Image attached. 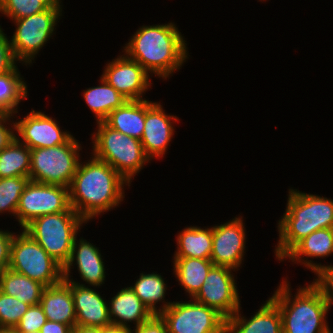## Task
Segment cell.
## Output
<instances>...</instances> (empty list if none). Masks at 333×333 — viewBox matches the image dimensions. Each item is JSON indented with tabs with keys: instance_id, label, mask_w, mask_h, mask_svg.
<instances>
[{
	"instance_id": "obj_1",
	"label": "cell",
	"mask_w": 333,
	"mask_h": 333,
	"mask_svg": "<svg viewBox=\"0 0 333 333\" xmlns=\"http://www.w3.org/2000/svg\"><path fill=\"white\" fill-rule=\"evenodd\" d=\"M125 186L130 184L114 168L91 155L89 160L79 161L69 186V203L89 222L119 206L125 198Z\"/></svg>"
},
{
	"instance_id": "obj_2",
	"label": "cell",
	"mask_w": 333,
	"mask_h": 333,
	"mask_svg": "<svg viewBox=\"0 0 333 333\" xmlns=\"http://www.w3.org/2000/svg\"><path fill=\"white\" fill-rule=\"evenodd\" d=\"M185 42L174 22L143 25L131 36L122 52L148 73L167 80L190 56Z\"/></svg>"
},
{
	"instance_id": "obj_3",
	"label": "cell",
	"mask_w": 333,
	"mask_h": 333,
	"mask_svg": "<svg viewBox=\"0 0 333 333\" xmlns=\"http://www.w3.org/2000/svg\"><path fill=\"white\" fill-rule=\"evenodd\" d=\"M288 194L285 213L278 220L279 240L274 249L280 262L312 232L333 228V199L292 188Z\"/></svg>"
},
{
	"instance_id": "obj_4",
	"label": "cell",
	"mask_w": 333,
	"mask_h": 333,
	"mask_svg": "<svg viewBox=\"0 0 333 333\" xmlns=\"http://www.w3.org/2000/svg\"><path fill=\"white\" fill-rule=\"evenodd\" d=\"M270 299L278 306L282 318V333H327L326 320L331 303L323 287L314 279L297 288L294 297L287 277Z\"/></svg>"
},
{
	"instance_id": "obj_5",
	"label": "cell",
	"mask_w": 333,
	"mask_h": 333,
	"mask_svg": "<svg viewBox=\"0 0 333 333\" xmlns=\"http://www.w3.org/2000/svg\"><path fill=\"white\" fill-rule=\"evenodd\" d=\"M92 134L93 157L108 163L129 184L151 159L146 155L141 141L109 127L104 121L97 122Z\"/></svg>"
},
{
	"instance_id": "obj_6",
	"label": "cell",
	"mask_w": 333,
	"mask_h": 333,
	"mask_svg": "<svg viewBox=\"0 0 333 333\" xmlns=\"http://www.w3.org/2000/svg\"><path fill=\"white\" fill-rule=\"evenodd\" d=\"M87 222L70 206L66 211L33 219L23 230L62 267L71 256L74 241Z\"/></svg>"
},
{
	"instance_id": "obj_7",
	"label": "cell",
	"mask_w": 333,
	"mask_h": 333,
	"mask_svg": "<svg viewBox=\"0 0 333 333\" xmlns=\"http://www.w3.org/2000/svg\"><path fill=\"white\" fill-rule=\"evenodd\" d=\"M79 142L73 136L62 145L31 149V181L69 188L81 160Z\"/></svg>"
},
{
	"instance_id": "obj_8",
	"label": "cell",
	"mask_w": 333,
	"mask_h": 333,
	"mask_svg": "<svg viewBox=\"0 0 333 333\" xmlns=\"http://www.w3.org/2000/svg\"><path fill=\"white\" fill-rule=\"evenodd\" d=\"M22 232V233H21ZM10 245V269L48 286L63 280V267L23 229Z\"/></svg>"
},
{
	"instance_id": "obj_9",
	"label": "cell",
	"mask_w": 333,
	"mask_h": 333,
	"mask_svg": "<svg viewBox=\"0 0 333 333\" xmlns=\"http://www.w3.org/2000/svg\"><path fill=\"white\" fill-rule=\"evenodd\" d=\"M62 9L48 8L29 17L12 20L16 26L10 39L15 58L24 65H31L40 49L53 36Z\"/></svg>"
},
{
	"instance_id": "obj_10",
	"label": "cell",
	"mask_w": 333,
	"mask_h": 333,
	"mask_svg": "<svg viewBox=\"0 0 333 333\" xmlns=\"http://www.w3.org/2000/svg\"><path fill=\"white\" fill-rule=\"evenodd\" d=\"M165 321L168 333H225L226 319L214 308L190 298L173 301L159 314Z\"/></svg>"
},
{
	"instance_id": "obj_11",
	"label": "cell",
	"mask_w": 333,
	"mask_h": 333,
	"mask_svg": "<svg viewBox=\"0 0 333 333\" xmlns=\"http://www.w3.org/2000/svg\"><path fill=\"white\" fill-rule=\"evenodd\" d=\"M69 207L68 187L30 181L21 193L15 217L23 229L37 217L64 212Z\"/></svg>"
},
{
	"instance_id": "obj_12",
	"label": "cell",
	"mask_w": 333,
	"mask_h": 333,
	"mask_svg": "<svg viewBox=\"0 0 333 333\" xmlns=\"http://www.w3.org/2000/svg\"><path fill=\"white\" fill-rule=\"evenodd\" d=\"M232 271L236 270L225 266H213L200 291L193 298L199 303L214 308L225 319L231 317L241 307L237 281Z\"/></svg>"
},
{
	"instance_id": "obj_13",
	"label": "cell",
	"mask_w": 333,
	"mask_h": 333,
	"mask_svg": "<svg viewBox=\"0 0 333 333\" xmlns=\"http://www.w3.org/2000/svg\"><path fill=\"white\" fill-rule=\"evenodd\" d=\"M246 229L243 217L212 227V252L210 260L214 266H225L240 270L244 261Z\"/></svg>"
},
{
	"instance_id": "obj_14",
	"label": "cell",
	"mask_w": 333,
	"mask_h": 333,
	"mask_svg": "<svg viewBox=\"0 0 333 333\" xmlns=\"http://www.w3.org/2000/svg\"><path fill=\"white\" fill-rule=\"evenodd\" d=\"M18 119L14 121L15 138L30 149L55 147L73 137L69 131L60 129L56 119L41 111L33 109L23 119Z\"/></svg>"
},
{
	"instance_id": "obj_15",
	"label": "cell",
	"mask_w": 333,
	"mask_h": 333,
	"mask_svg": "<svg viewBox=\"0 0 333 333\" xmlns=\"http://www.w3.org/2000/svg\"><path fill=\"white\" fill-rule=\"evenodd\" d=\"M150 75L136 61L122 54L106 64L101 76L127 100H143L151 88Z\"/></svg>"
},
{
	"instance_id": "obj_16",
	"label": "cell",
	"mask_w": 333,
	"mask_h": 333,
	"mask_svg": "<svg viewBox=\"0 0 333 333\" xmlns=\"http://www.w3.org/2000/svg\"><path fill=\"white\" fill-rule=\"evenodd\" d=\"M178 120L177 116L166 114L160 102L145 99V123L140 141L151 160L164 157L175 133L171 121L176 123Z\"/></svg>"
},
{
	"instance_id": "obj_17",
	"label": "cell",
	"mask_w": 333,
	"mask_h": 333,
	"mask_svg": "<svg viewBox=\"0 0 333 333\" xmlns=\"http://www.w3.org/2000/svg\"><path fill=\"white\" fill-rule=\"evenodd\" d=\"M77 239L76 237L69 261L63 267V279L85 287L92 286L93 288H99L105 284L104 281L106 278L103 256L99 248L93 245V243L91 244L82 237L79 240ZM75 265L77 266L80 278L89 285L80 284V282L71 278L70 270L74 269L72 266Z\"/></svg>"
},
{
	"instance_id": "obj_18",
	"label": "cell",
	"mask_w": 333,
	"mask_h": 333,
	"mask_svg": "<svg viewBox=\"0 0 333 333\" xmlns=\"http://www.w3.org/2000/svg\"><path fill=\"white\" fill-rule=\"evenodd\" d=\"M70 289L74 299L76 325L103 328L111 324L108 301L95 287L92 289L70 282Z\"/></svg>"
},
{
	"instance_id": "obj_19",
	"label": "cell",
	"mask_w": 333,
	"mask_h": 333,
	"mask_svg": "<svg viewBox=\"0 0 333 333\" xmlns=\"http://www.w3.org/2000/svg\"><path fill=\"white\" fill-rule=\"evenodd\" d=\"M246 318L241 315V307L226 319L225 333H282V318L278 306L270 299Z\"/></svg>"
},
{
	"instance_id": "obj_20",
	"label": "cell",
	"mask_w": 333,
	"mask_h": 333,
	"mask_svg": "<svg viewBox=\"0 0 333 333\" xmlns=\"http://www.w3.org/2000/svg\"><path fill=\"white\" fill-rule=\"evenodd\" d=\"M331 254H333V231L332 228H325L309 234L284 259H290L296 264L301 263L307 269H310L314 275L318 276L325 269V264L314 263V257L323 259L332 256ZM309 257L313 259L309 260Z\"/></svg>"
},
{
	"instance_id": "obj_21",
	"label": "cell",
	"mask_w": 333,
	"mask_h": 333,
	"mask_svg": "<svg viewBox=\"0 0 333 333\" xmlns=\"http://www.w3.org/2000/svg\"><path fill=\"white\" fill-rule=\"evenodd\" d=\"M48 321L76 326V312L74 299L70 289V282L62 280L60 283L44 289L40 299Z\"/></svg>"
},
{
	"instance_id": "obj_22",
	"label": "cell",
	"mask_w": 333,
	"mask_h": 333,
	"mask_svg": "<svg viewBox=\"0 0 333 333\" xmlns=\"http://www.w3.org/2000/svg\"><path fill=\"white\" fill-rule=\"evenodd\" d=\"M108 303L111 324L130 328V323L138 326L153 316L130 286L121 288Z\"/></svg>"
},
{
	"instance_id": "obj_23",
	"label": "cell",
	"mask_w": 333,
	"mask_h": 333,
	"mask_svg": "<svg viewBox=\"0 0 333 333\" xmlns=\"http://www.w3.org/2000/svg\"><path fill=\"white\" fill-rule=\"evenodd\" d=\"M104 122L120 133L141 140L145 123V99L127 100L113 110Z\"/></svg>"
},
{
	"instance_id": "obj_24",
	"label": "cell",
	"mask_w": 333,
	"mask_h": 333,
	"mask_svg": "<svg viewBox=\"0 0 333 333\" xmlns=\"http://www.w3.org/2000/svg\"><path fill=\"white\" fill-rule=\"evenodd\" d=\"M173 258L210 259L212 252V227L188 226L177 237Z\"/></svg>"
},
{
	"instance_id": "obj_25",
	"label": "cell",
	"mask_w": 333,
	"mask_h": 333,
	"mask_svg": "<svg viewBox=\"0 0 333 333\" xmlns=\"http://www.w3.org/2000/svg\"><path fill=\"white\" fill-rule=\"evenodd\" d=\"M173 274L188 298H194L200 291L210 269L214 266L210 259L173 258Z\"/></svg>"
},
{
	"instance_id": "obj_26",
	"label": "cell",
	"mask_w": 333,
	"mask_h": 333,
	"mask_svg": "<svg viewBox=\"0 0 333 333\" xmlns=\"http://www.w3.org/2000/svg\"><path fill=\"white\" fill-rule=\"evenodd\" d=\"M45 288L42 283L10 268L0 271V291L30 306L40 304Z\"/></svg>"
},
{
	"instance_id": "obj_27",
	"label": "cell",
	"mask_w": 333,
	"mask_h": 333,
	"mask_svg": "<svg viewBox=\"0 0 333 333\" xmlns=\"http://www.w3.org/2000/svg\"><path fill=\"white\" fill-rule=\"evenodd\" d=\"M167 287V283H165L161 273L157 274L156 272L140 273L134 285L130 286L153 315H159L172 304V302L165 301ZM160 302L163 304L160 307L156 306Z\"/></svg>"
},
{
	"instance_id": "obj_28",
	"label": "cell",
	"mask_w": 333,
	"mask_h": 333,
	"mask_svg": "<svg viewBox=\"0 0 333 333\" xmlns=\"http://www.w3.org/2000/svg\"><path fill=\"white\" fill-rule=\"evenodd\" d=\"M83 93V99L95 114L96 122L104 121L113 110L127 101L102 76L99 86L89 87Z\"/></svg>"
},
{
	"instance_id": "obj_29",
	"label": "cell",
	"mask_w": 333,
	"mask_h": 333,
	"mask_svg": "<svg viewBox=\"0 0 333 333\" xmlns=\"http://www.w3.org/2000/svg\"><path fill=\"white\" fill-rule=\"evenodd\" d=\"M31 149L14 138L0 151V178L29 177Z\"/></svg>"
},
{
	"instance_id": "obj_30",
	"label": "cell",
	"mask_w": 333,
	"mask_h": 333,
	"mask_svg": "<svg viewBox=\"0 0 333 333\" xmlns=\"http://www.w3.org/2000/svg\"><path fill=\"white\" fill-rule=\"evenodd\" d=\"M16 66L10 72L0 75V113L14 115L18 113L21 100L27 99L28 85Z\"/></svg>"
},
{
	"instance_id": "obj_31",
	"label": "cell",
	"mask_w": 333,
	"mask_h": 333,
	"mask_svg": "<svg viewBox=\"0 0 333 333\" xmlns=\"http://www.w3.org/2000/svg\"><path fill=\"white\" fill-rule=\"evenodd\" d=\"M30 181V177L21 176L0 178V213L15 217L21 193Z\"/></svg>"
},
{
	"instance_id": "obj_32",
	"label": "cell",
	"mask_w": 333,
	"mask_h": 333,
	"mask_svg": "<svg viewBox=\"0 0 333 333\" xmlns=\"http://www.w3.org/2000/svg\"><path fill=\"white\" fill-rule=\"evenodd\" d=\"M30 305L0 291V329L14 330Z\"/></svg>"
},
{
	"instance_id": "obj_33",
	"label": "cell",
	"mask_w": 333,
	"mask_h": 333,
	"mask_svg": "<svg viewBox=\"0 0 333 333\" xmlns=\"http://www.w3.org/2000/svg\"><path fill=\"white\" fill-rule=\"evenodd\" d=\"M48 9L41 0H0V13L10 20L29 17Z\"/></svg>"
},
{
	"instance_id": "obj_34",
	"label": "cell",
	"mask_w": 333,
	"mask_h": 333,
	"mask_svg": "<svg viewBox=\"0 0 333 333\" xmlns=\"http://www.w3.org/2000/svg\"><path fill=\"white\" fill-rule=\"evenodd\" d=\"M46 321V315L44 314L42 306L40 304L32 305L23 314L14 332L40 331Z\"/></svg>"
},
{
	"instance_id": "obj_35",
	"label": "cell",
	"mask_w": 333,
	"mask_h": 333,
	"mask_svg": "<svg viewBox=\"0 0 333 333\" xmlns=\"http://www.w3.org/2000/svg\"><path fill=\"white\" fill-rule=\"evenodd\" d=\"M3 31L5 30H3L0 26V75L10 72L18 64V60L14 56L10 40Z\"/></svg>"
},
{
	"instance_id": "obj_36",
	"label": "cell",
	"mask_w": 333,
	"mask_h": 333,
	"mask_svg": "<svg viewBox=\"0 0 333 333\" xmlns=\"http://www.w3.org/2000/svg\"><path fill=\"white\" fill-rule=\"evenodd\" d=\"M130 333H168V329L160 315H153L148 321L130 327Z\"/></svg>"
},
{
	"instance_id": "obj_37",
	"label": "cell",
	"mask_w": 333,
	"mask_h": 333,
	"mask_svg": "<svg viewBox=\"0 0 333 333\" xmlns=\"http://www.w3.org/2000/svg\"><path fill=\"white\" fill-rule=\"evenodd\" d=\"M13 118H15V114L8 115V114L0 113V151L3 148H5L15 138V133H14L15 132V122L13 121L14 120ZM11 119L13 122L11 121ZM7 125H9L10 127Z\"/></svg>"
},
{
	"instance_id": "obj_38",
	"label": "cell",
	"mask_w": 333,
	"mask_h": 333,
	"mask_svg": "<svg viewBox=\"0 0 333 333\" xmlns=\"http://www.w3.org/2000/svg\"><path fill=\"white\" fill-rule=\"evenodd\" d=\"M15 232L0 229V271L10 264V245Z\"/></svg>"
},
{
	"instance_id": "obj_39",
	"label": "cell",
	"mask_w": 333,
	"mask_h": 333,
	"mask_svg": "<svg viewBox=\"0 0 333 333\" xmlns=\"http://www.w3.org/2000/svg\"><path fill=\"white\" fill-rule=\"evenodd\" d=\"M323 287L328 300L333 305V265H325V269L315 278Z\"/></svg>"
},
{
	"instance_id": "obj_40",
	"label": "cell",
	"mask_w": 333,
	"mask_h": 333,
	"mask_svg": "<svg viewBox=\"0 0 333 333\" xmlns=\"http://www.w3.org/2000/svg\"><path fill=\"white\" fill-rule=\"evenodd\" d=\"M41 333H73V328L67 324L46 321L40 329Z\"/></svg>"
},
{
	"instance_id": "obj_41",
	"label": "cell",
	"mask_w": 333,
	"mask_h": 333,
	"mask_svg": "<svg viewBox=\"0 0 333 333\" xmlns=\"http://www.w3.org/2000/svg\"><path fill=\"white\" fill-rule=\"evenodd\" d=\"M101 333H130V328L115 324H110L108 326L101 328Z\"/></svg>"
},
{
	"instance_id": "obj_42",
	"label": "cell",
	"mask_w": 333,
	"mask_h": 333,
	"mask_svg": "<svg viewBox=\"0 0 333 333\" xmlns=\"http://www.w3.org/2000/svg\"><path fill=\"white\" fill-rule=\"evenodd\" d=\"M73 333H101V328L76 325Z\"/></svg>"
},
{
	"instance_id": "obj_43",
	"label": "cell",
	"mask_w": 333,
	"mask_h": 333,
	"mask_svg": "<svg viewBox=\"0 0 333 333\" xmlns=\"http://www.w3.org/2000/svg\"><path fill=\"white\" fill-rule=\"evenodd\" d=\"M48 8L62 9L61 0H41Z\"/></svg>"
},
{
	"instance_id": "obj_44",
	"label": "cell",
	"mask_w": 333,
	"mask_h": 333,
	"mask_svg": "<svg viewBox=\"0 0 333 333\" xmlns=\"http://www.w3.org/2000/svg\"><path fill=\"white\" fill-rule=\"evenodd\" d=\"M0 333H15L14 330L0 329Z\"/></svg>"
},
{
	"instance_id": "obj_45",
	"label": "cell",
	"mask_w": 333,
	"mask_h": 333,
	"mask_svg": "<svg viewBox=\"0 0 333 333\" xmlns=\"http://www.w3.org/2000/svg\"><path fill=\"white\" fill-rule=\"evenodd\" d=\"M15 333H41L40 331H32V332H15Z\"/></svg>"
}]
</instances>
